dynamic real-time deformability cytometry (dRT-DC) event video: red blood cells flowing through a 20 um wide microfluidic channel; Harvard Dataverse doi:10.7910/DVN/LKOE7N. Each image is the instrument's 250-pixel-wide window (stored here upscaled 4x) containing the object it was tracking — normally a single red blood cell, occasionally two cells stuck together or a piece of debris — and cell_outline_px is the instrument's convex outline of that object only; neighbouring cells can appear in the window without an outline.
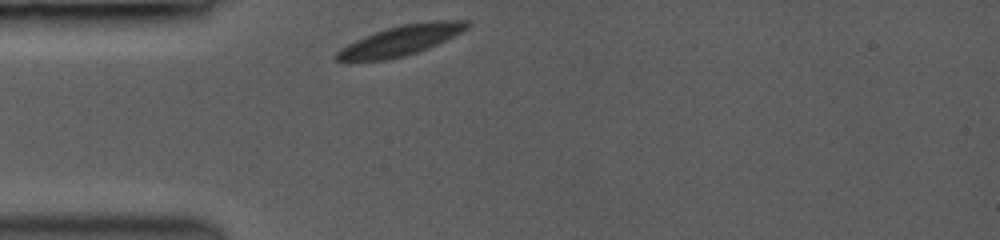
{"species": "common noctule bat (a hibernating species)", "species_latin": "Nyctalus noctula", "temperature_condition": "room temperature", "stored_images_in_passage": 35, "camera_frame_rate_fps": 3500, "um_per_image_px": 0.085, "animal": {"sex": "female", "body_mass_g": 19.0, "forearm_length_mm": 53.3}, "frame": {"image": 1, "passage_image": 1, "time_ms": 0.0, "image_size_px": [1000, 240], "cell_outline_px": [[472, 24], [468, 28], [428, 48], [404, 56], [384, 60], [336, 60], [332, 56], [340, 48], [364, 36], [388, 28], [404, 24], [432, 20], [472, 20]], "centroid_in_image_um": [34.09, 3.42], "position_along_channel_um": 50.9, "area_um2": 22.54}}
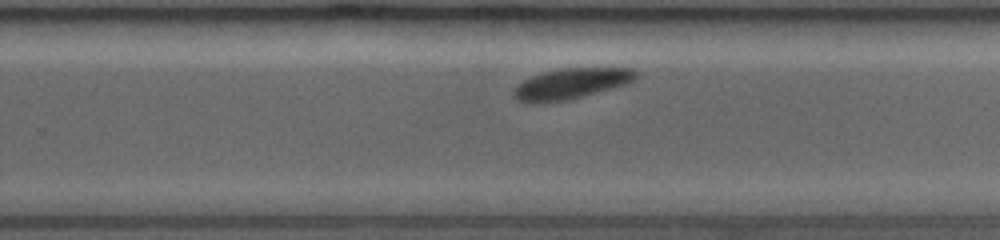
{"frame": {"image": 2, "passage_image": 23, "time_ms": 6.286, "image_size_px": [1000, 240], "cell_outline_px": [[636, 76], [628, 84], [564, 100], [520, 100], [516, 96], [516, 88], [524, 80], [532, 76], [544, 72], [564, 68], [632, 68], [636, 72]], "centroid_in_image_um": [48.66, 7.05], "position_along_channel_um": 281.1, "area_um2": 20.46}}
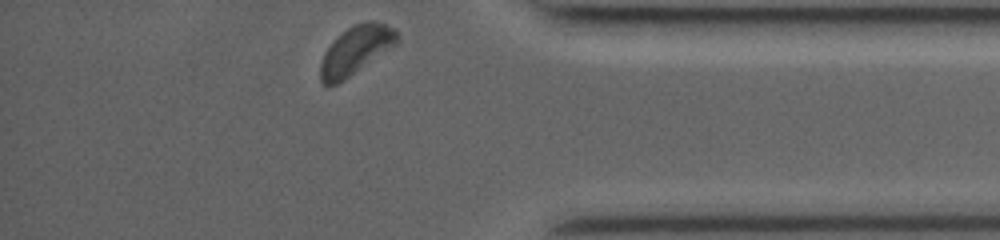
{"frame": {"image": 3, "passage_image": 35, "time_ms": 9.714, "image_size_px": [1000, 240], "cell_outline_px": [[400, 40], [396, 44], [344, 80], [336, 84], [324, 84], [320, 80], [320, 64], [324, 52], [348, 28], [356, 24], [368, 20], [372, 20], [384, 24], [392, 28], [396, 32]], "centroid_in_image_um": [30.25, 4.27], "position_along_channel_um": 405.0, "area_um2": 20.98}}